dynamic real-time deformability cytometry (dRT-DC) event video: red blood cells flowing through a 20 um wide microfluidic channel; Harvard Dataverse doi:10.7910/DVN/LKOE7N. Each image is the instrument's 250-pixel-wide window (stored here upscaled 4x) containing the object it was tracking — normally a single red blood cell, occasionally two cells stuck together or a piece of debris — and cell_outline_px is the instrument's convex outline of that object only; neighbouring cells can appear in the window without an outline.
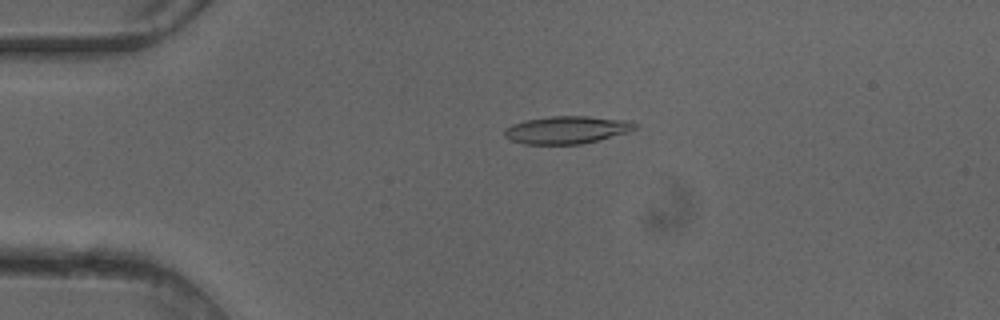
{"species": "common noctule bat (a hibernating species)", "species_latin": "Nyctalus noctula", "temperature_condition": "cold", "stored_images_in_passage": 24, "camera_frame_rate_fps": 3000, "um_per_image_px": 0.085, "animal": {"sex": "female"}, "frame": {"image": 1, "passage_image": 11, "time_ms": 3.333, "image_size_px": [1000, 320], "cell_outline_px": [[640, 124], [636, 128], [628, 132], [580, 144], [524, 144], [512, 140], [504, 136], [504, 128], [512, 124], [524, 120], [552, 116], [588, 116], [632, 120]], "centroid_in_image_um": [48.2, 11.02], "position_along_channel_um": 36.8, "area_um2": 21.1}}
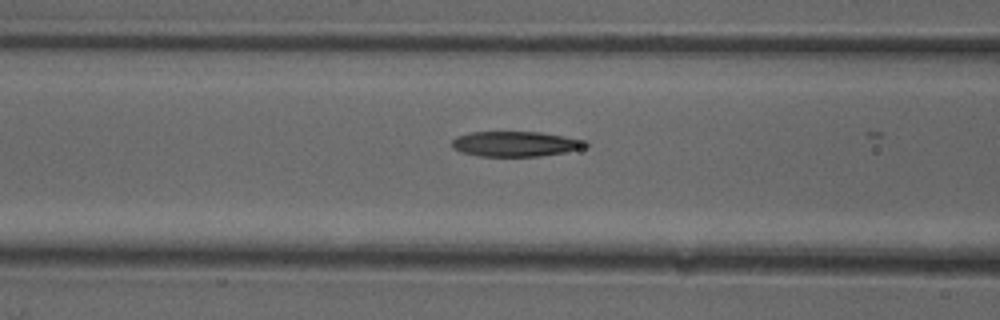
{"frame": {"image": 2, "passage_image": 20, "time_ms": 6.333, "image_size_px": [1000, 320], "cell_outline_px": [[588, 144], [580, 148], [564, 152], [540, 156], [480, 156], [460, 152], [452, 148], [452, 140], [456, 136], [472, 132], [540, 132], [588, 140]], "centroid_in_image_um": [43.78, 12.23], "position_along_channel_um": 122.8, "area_um2": 19.54}}
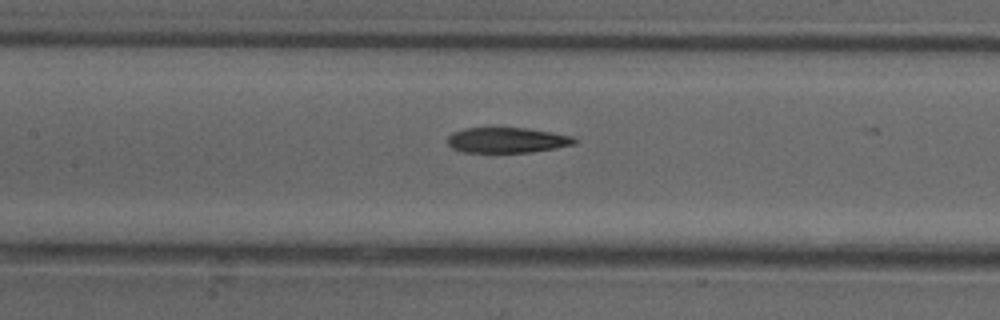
{"frame": {"image": 3, "passage_image": 23, "time_ms": 7.333, "image_size_px": [1000, 320], "cell_outline_px": [[580, 140], [576, 144], [556, 148], [532, 152], [460, 152], [452, 148], [448, 144], [448, 136], [452, 132], [464, 128], [528, 128], [552, 132], [572, 136]], "centroid_in_image_um": [43.12, 11.91], "position_along_channel_um": 164.3, "area_um2": 18.96}}